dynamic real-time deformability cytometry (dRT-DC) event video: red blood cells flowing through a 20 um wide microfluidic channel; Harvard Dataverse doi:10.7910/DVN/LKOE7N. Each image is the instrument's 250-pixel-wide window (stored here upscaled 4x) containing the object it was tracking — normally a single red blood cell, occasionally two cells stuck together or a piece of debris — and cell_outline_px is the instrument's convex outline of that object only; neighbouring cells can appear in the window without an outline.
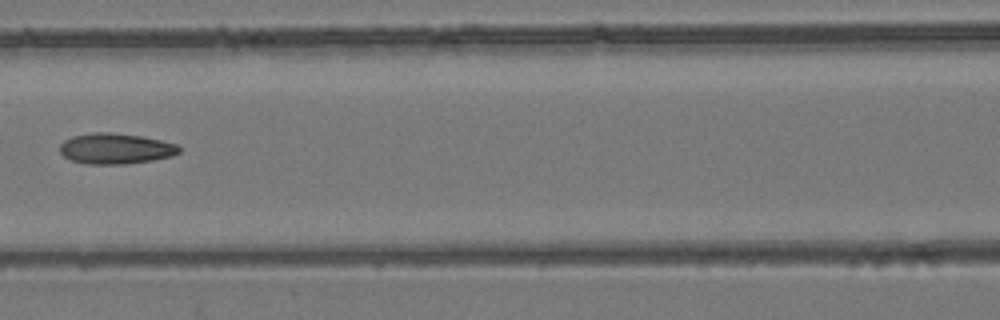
{"species": "common noctule bat (a hibernating species)", "species_latin": "Nyctalus noctula", "temperature_condition": "room temperature", "stored_images_in_passage": 5, "camera_frame_rate_fps": 3000, "um_per_image_px": 0.085, "animal": {"sex": "female", "body_mass_g": 24.6, "forearm_length_mm": 56.2}, "frame": {"image": 1, "passage_image": 4, "time_ms": 3.667, "image_size_px": [1000, 320], "cell_outline_px": [[180, 152], [172, 156], [152, 160], [124, 164], [84, 164], [72, 160], [64, 156], [60, 152], [60, 144], [64, 140], [72, 136], [92, 132], [112, 132], [140, 136], [160, 140], [176, 144], [180, 148]], "centroid_in_image_um": [9.8, 12.63], "position_along_channel_um": 156.8, "area_um2": 21.33}}
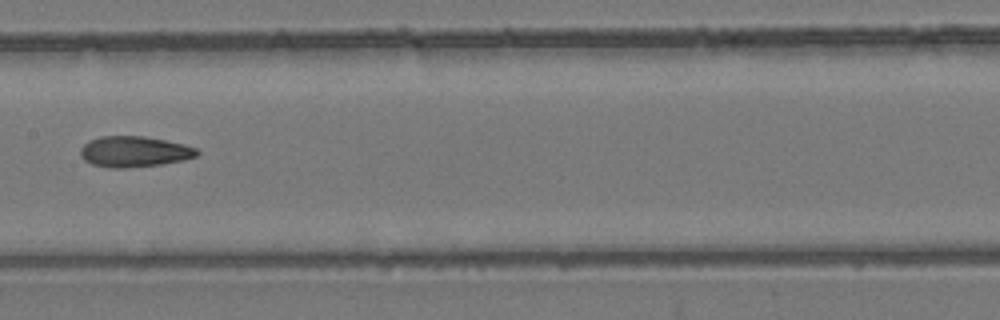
{"frame": {"image": 2, "passage_image": 5, "time_ms": 4.667, "image_size_px": [1000, 320], "cell_outline_px": [[200, 152], [196, 156], [184, 160], [160, 164], [128, 168], [108, 168], [92, 164], [84, 160], [80, 156], [80, 148], [88, 140], [100, 136], [144, 136], [184, 144], [196, 148]], "centroid_in_image_um": [11.38, 12.89], "position_along_channel_um": 196.0, "area_um2": 21.04}}